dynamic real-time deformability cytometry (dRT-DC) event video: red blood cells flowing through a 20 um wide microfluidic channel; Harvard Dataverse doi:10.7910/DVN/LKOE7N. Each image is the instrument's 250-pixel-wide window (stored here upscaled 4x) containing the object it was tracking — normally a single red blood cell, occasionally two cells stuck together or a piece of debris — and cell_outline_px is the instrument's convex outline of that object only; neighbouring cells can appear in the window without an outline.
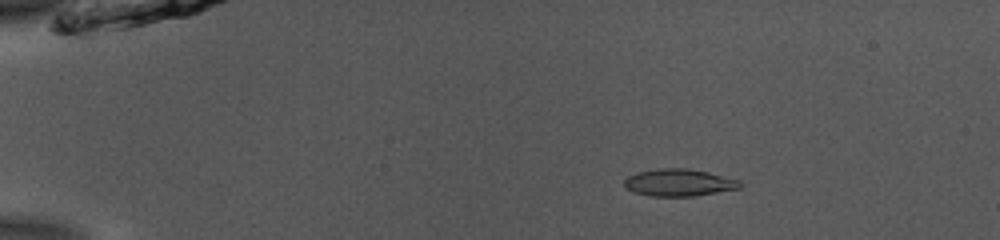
{"species": "common noctule bat (a hibernating species)", "species_latin": "Nyctalus noctula", "temperature_condition": "room temperature", "stored_images_in_passage": 53, "camera_frame_rate_fps": 3000, "um_per_image_px": 0.085, "animal": {"sex": "male", "body_mass_g": 13.0, "forearm_length_mm": 53.1}, "frame": {"image": 1, "passage_image": 10, "time_ms": 3.0, "image_size_px": [1000, 240], "cell_outline_px": [[744, 184], [740, 188], [692, 196], [648, 196], [632, 192], [624, 184], [624, 180], [628, 176], [636, 172], [656, 168], [688, 168], [708, 172], [740, 180]], "centroid_in_image_um": [57.7, 15.51], "position_along_channel_um": 27.3, "area_um2": 18.44}}
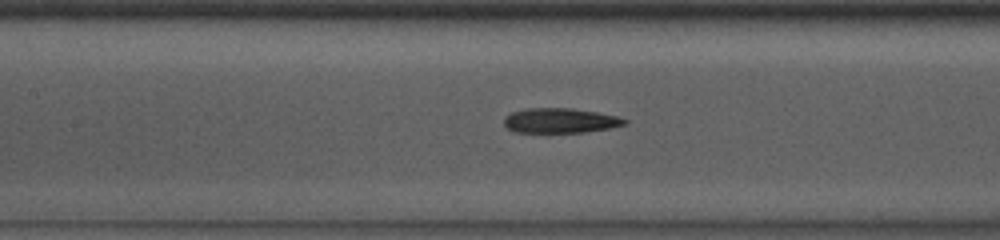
{"frame": {"image": 2, "passage_image": 26, "time_ms": 8.333, "image_size_px": [1000, 240], "cell_outline_px": [[628, 124], [608, 128], [584, 132], [512, 132], [504, 124], [504, 116], [512, 112], [524, 108], [572, 108], [596, 112], [616, 116], [628, 120]], "centroid_in_image_um": [47.59, 10.24], "position_along_channel_um": 159.8, "area_um2": 17.46}}
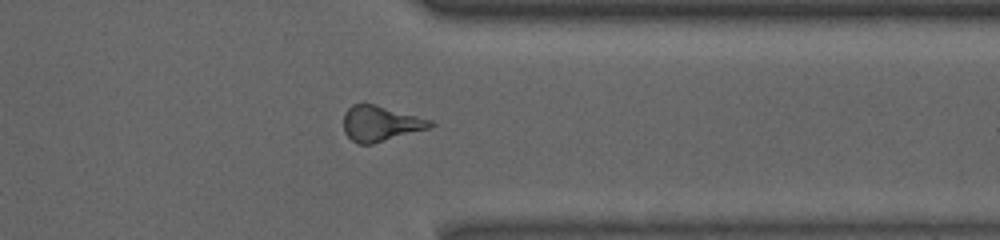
{"frame": {"image": 3, "passage_image": 43, "time_ms": 14.0, "image_size_px": [1000, 240], "cell_outline_px": [[436, 124], [428, 128], [372, 144], [356, 144], [344, 132], [344, 112], [352, 104], [372, 104], [432, 120]], "centroid_in_image_um": [32.31, 10.51], "position_along_channel_um": 379.1, "area_um2": 17.57}, "authors_computed_cell_mechanics": {"area_um2": 18.207, "velocity_mm_per_s": 3.8932, "shape_relaxation_time_tau1_ms": 3.9546, "shape_relaxation_time_tau2_ms": 6.3115, "deformation_change_tau1": 0.161, "deformation_change_tau2": 0.1486}}